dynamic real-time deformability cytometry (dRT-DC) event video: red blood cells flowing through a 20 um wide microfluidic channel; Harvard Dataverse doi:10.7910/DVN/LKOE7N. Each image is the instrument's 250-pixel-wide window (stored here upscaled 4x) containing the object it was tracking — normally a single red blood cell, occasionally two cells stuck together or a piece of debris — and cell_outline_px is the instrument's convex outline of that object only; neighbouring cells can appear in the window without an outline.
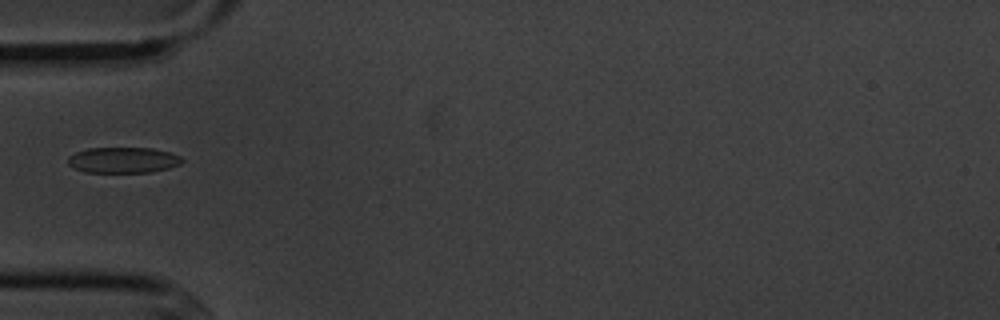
{"species": "common noctule bat (a hibernating species)", "species_latin": "Nyctalus noctula", "temperature_condition": "cold", "stored_images_in_passage": 5, "camera_frame_rate_fps": 3000, "um_per_image_px": 0.085, "animal": {"sex": "male", "body_mass_g": 20.1, "forearm_length_mm": 53.5}, "frame": {"image": 1, "passage_image": 5, "time_ms": 5.667, "image_size_px": [1000, 320], "cell_outline_px": [[184, 160], [180, 164], [168, 168], [152, 172], [84, 172], [68, 164], [68, 156], [76, 152], [88, 148], [152, 148], [168, 152], [180, 156]], "centroid_in_image_um": [10.47, 13.6], "position_along_channel_um": 74.5, "area_um2": 17.05}}